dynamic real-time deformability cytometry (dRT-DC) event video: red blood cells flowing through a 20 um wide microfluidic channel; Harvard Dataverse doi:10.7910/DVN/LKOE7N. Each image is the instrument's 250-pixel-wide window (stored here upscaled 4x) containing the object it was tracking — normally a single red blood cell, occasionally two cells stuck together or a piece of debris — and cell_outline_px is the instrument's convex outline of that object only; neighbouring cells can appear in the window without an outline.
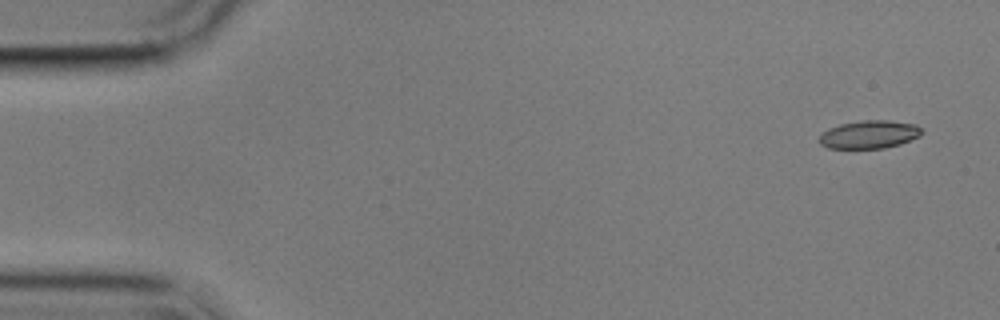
{"species": "common noctule bat (a hibernating species)", "species_latin": "Nyctalus noctula", "temperature_condition": "cold", "stored_images_in_passage": 3, "camera_frame_rate_fps": 3000, "um_per_image_px": 0.085, "animal": {"sex": "male", "body_mass_g": 17.9}, "frame": {"image": 1, "passage_image": 1, "time_ms": 0.0, "image_size_px": [1000, 320], "cell_outline_px": [[924, 132], [920, 136], [900, 144], [884, 148], [828, 148], [820, 144], [820, 136], [828, 128], [840, 124], [860, 120], [888, 120], [916, 124]], "centroid_in_image_um": [73.91, 11.42], "position_along_channel_um": 11.1, "area_um2": 16.76}}